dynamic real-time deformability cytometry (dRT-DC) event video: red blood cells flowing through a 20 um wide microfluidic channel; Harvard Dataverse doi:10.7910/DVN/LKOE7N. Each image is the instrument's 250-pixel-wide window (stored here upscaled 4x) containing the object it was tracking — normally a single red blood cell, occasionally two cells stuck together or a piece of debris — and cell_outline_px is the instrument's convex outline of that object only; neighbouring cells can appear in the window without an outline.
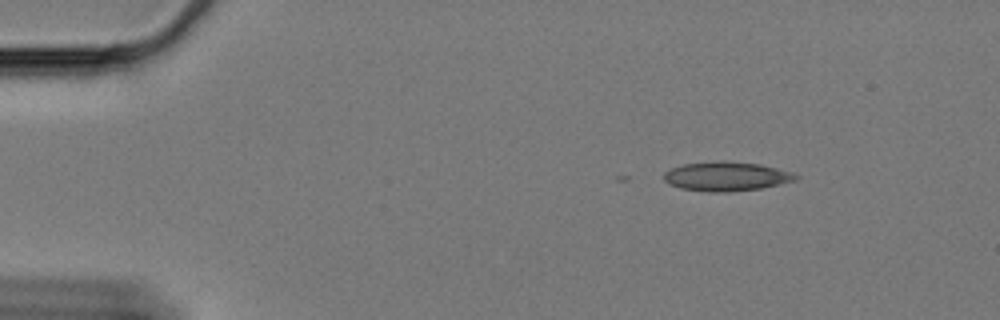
{"species": "Egyptian fruit bat (a non-hibernating species)", "species_latin": "Rousettus aegyptiacus", "temperature_condition": "cold", "stored_images_in_passage": 11, "camera_frame_rate_fps": 3000, "um_per_image_px": 0.085, "animal": {"sex": "female"}, "frame": {"image": 1, "passage_image": 1, "time_ms": 0.0, "image_size_px": [1000, 320], "cell_outline_px": [[800, 176], [796, 180], [760, 188], [728, 192], [708, 192], [680, 188], [668, 184], [664, 180], [664, 172], [680, 164], [720, 160], [728, 160], [760, 164], [796, 172]], "centroid_in_image_um": [61.75, 14.97], "position_along_channel_um": 23.3, "area_um2": 22.83}}
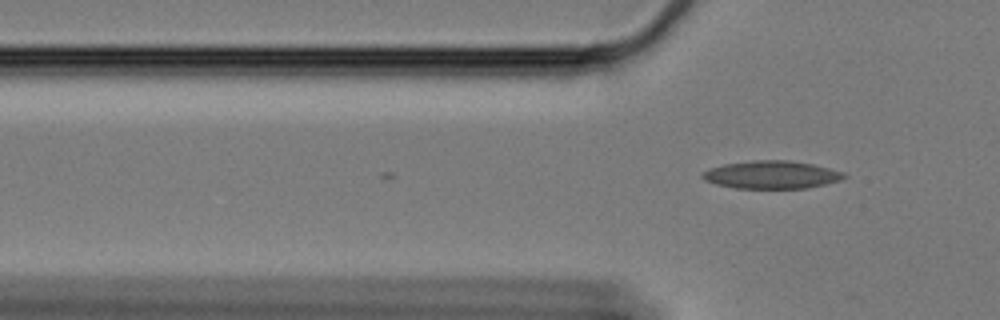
{"frame": {"image": 2, "passage_image": 11, "time_ms": 3.333, "image_size_px": [1000, 320], "cell_outline_px": [[848, 176], [840, 180], [808, 188], [736, 188], [716, 184], [704, 180], [700, 176], [708, 168], [724, 164], [752, 160], [788, 160], [812, 164], [844, 172]], "centroid_in_image_um": [65.57, 14.85], "position_along_channel_um": 60.2, "area_um2": 22.95}}